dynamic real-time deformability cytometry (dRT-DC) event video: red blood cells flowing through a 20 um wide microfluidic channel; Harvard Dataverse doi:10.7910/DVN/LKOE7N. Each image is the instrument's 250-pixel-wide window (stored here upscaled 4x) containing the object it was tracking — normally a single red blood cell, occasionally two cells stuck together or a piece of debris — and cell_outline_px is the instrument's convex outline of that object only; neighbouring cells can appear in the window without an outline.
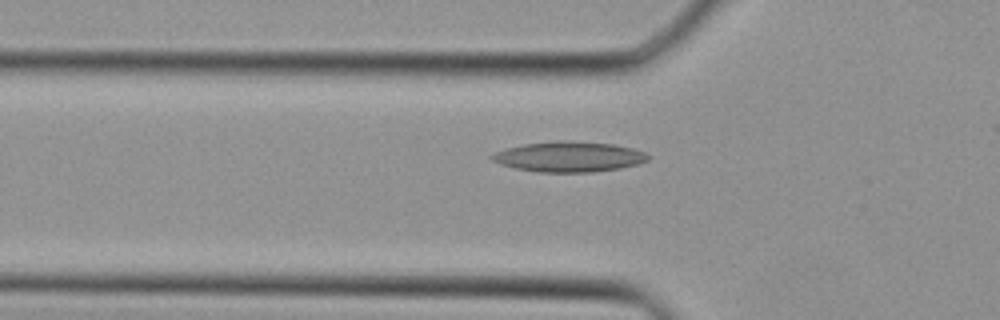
{"species": "Egyptian fruit bat (a non-hibernating species)", "species_latin": "Rousettus aegyptiacus", "temperature_condition": "cold", "stored_images_in_passage": 26, "camera_frame_rate_fps": 3000, "um_per_image_px": 0.085, "animal": {"sex": "female"}, "frame": {"image": 1, "passage_image": 5, "time_ms": 1.333, "image_size_px": [1000, 320], "cell_outline_px": [[648, 160], [640, 164], [620, 168], [592, 172], [536, 172], [516, 168], [500, 164], [492, 160], [488, 156], [496, 152], [508, 148], [524, 144], [556, 140], [564, 140], [612, 144], [632, 148], [644, 152], [648, 156]], "centroid_in_image_um": [48.35, 13.32], "position_along_channel_um": 77.4, "area_um2": 27.51}}
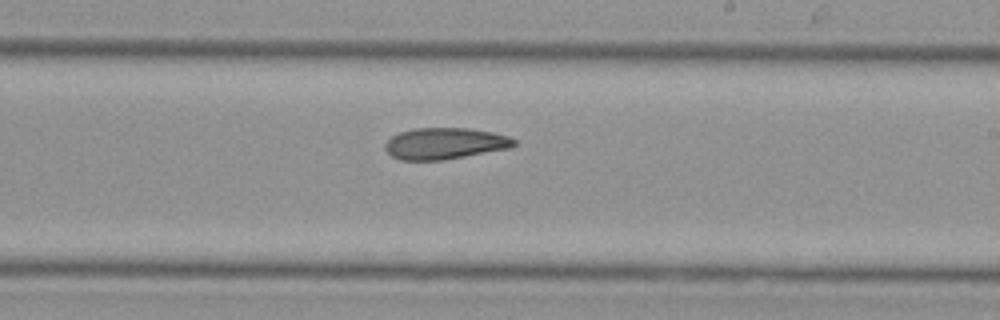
{"frame": {"image": 2, "passage_image": 15, "time_ms": 4.667, "image_size_px": [1000, 320], "cell_outline_px": [[516, 144], [512, 148], [444, 160], [400, 160], [392, 156], [384, 148], [384, 144], [392, 136], [400, 132], [412, 128], [468, 128], [492, 132], [508, 136], [516, 140]], "centroid_in_image_um": [37.82, 12.2], "position_along_channel_um": 251.2, "area_um2": 23.76}}
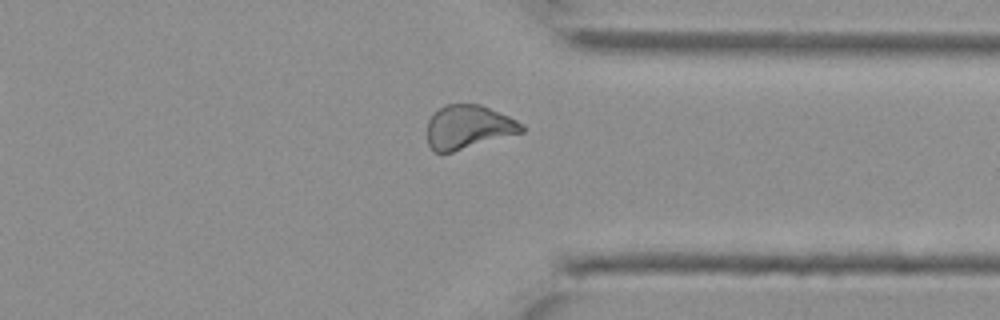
{"frame": {"image": 3, "passage_image": 22, "time_ms": 7.0, "image_size_px": [1000, 320], "cell_outline_px": [[524, 132], [452, 152], [432, 152], [428, 144], [428, 120], [444, 104], [480, 104], [508, 116], [524, 124]], "centroid_in_image_um": [39.81, 10.8], "position_along_channel_um": 371.6, "area_um2": 23.99}}